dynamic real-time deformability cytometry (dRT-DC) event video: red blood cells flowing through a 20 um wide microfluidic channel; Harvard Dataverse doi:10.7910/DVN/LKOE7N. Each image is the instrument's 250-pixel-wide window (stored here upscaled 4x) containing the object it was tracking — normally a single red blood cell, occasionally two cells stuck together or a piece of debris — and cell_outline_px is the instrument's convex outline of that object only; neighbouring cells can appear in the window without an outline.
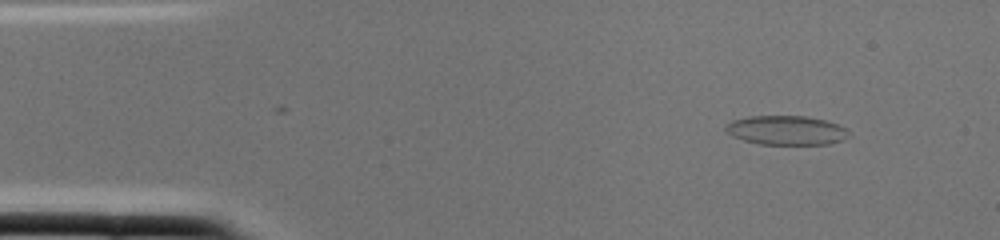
{"species": "common noctule bat (a hibernating species)", "species_latin": "Nyctalus noctula", "temperature_condition": "cold", "stored_images_in_passage": 3, "segment_of_instrument_passage": [2, 2], "camera_frame_rate_fps": 3000, "um_per_image_px": 0.085, "animal": {"sex": "female", "body_mass_g": 22.0, "forearm_length_mm": 56.7}, "frame": {"image": 1, "passage_image": 3, "time_ms": 0.667, "image_size_px": [1000, 240], "cell_outline_px": [[852, 136], [844, 140], [828, 144], [760, 144], [744, 140], [732, 136], [724, 128], [724, 124], [732, 120], [748, 116], [808, 116], [824, 120], [848, 128]], "centroid_in_image_um": [66.87, 11.07], "position_along_channel_um": 18.1, "area_um2": 21.21}}